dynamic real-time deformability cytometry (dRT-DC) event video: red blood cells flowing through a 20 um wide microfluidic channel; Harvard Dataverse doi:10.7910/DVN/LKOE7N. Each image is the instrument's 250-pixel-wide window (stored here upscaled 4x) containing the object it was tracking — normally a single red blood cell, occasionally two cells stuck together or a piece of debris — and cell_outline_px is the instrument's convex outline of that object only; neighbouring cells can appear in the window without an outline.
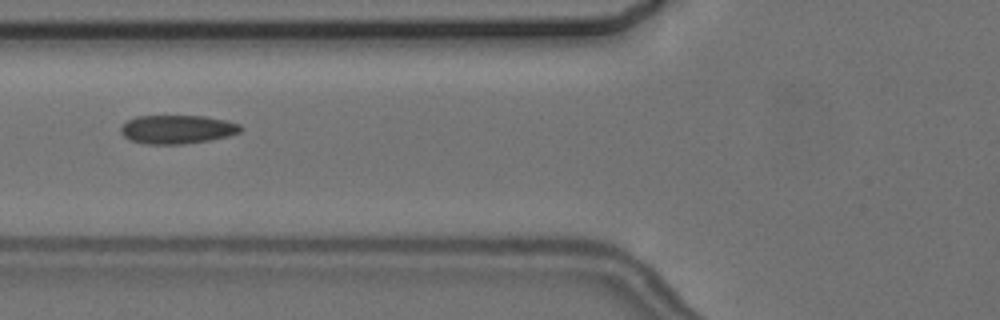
{"species": "common noctule bat (a hibernating species)", "species_latin": "Nyctalus noctula", "temperature_condition": "cold", "stored_images_in_passage": 8, "camera_frame_rate_fps": 3000, "um_per_image_px": 0.085, "animal": {"sex": "female", "body_mass_g": 24.6, "forearm_length_mm": 56.2}, "frame": {"image": 1, "passage_image": 6, "time_ms": 6.667, "image_size_px": [1000, 320], "cell_outline_px": [[244, 128], [240, 132], [228, 136], [208, 140], [180, 144], [148, 144], [128, 140], [120, 132], [120, 128], [128, 120], [136, 116], [204, 116], [228, 120], [240, 124]], "centroid_in_image_um": [15.08, 10.99], "position_along_channel_um": 110.7, "area_um2": 20.06}}
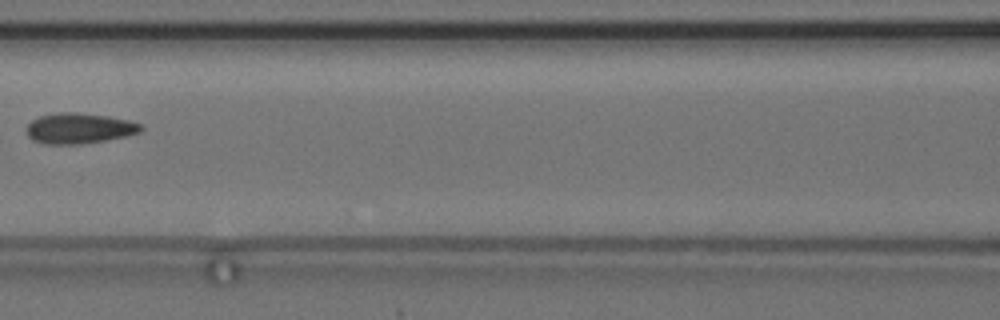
{"frame": {"image": 2, "passage_image": 7, "time_ms": 8.0, "image_size_px": [1000, 320], "cell_outline_px": [[144, 128], [140, 132], [128, 136], [80, 144], [44, 144], [32, 140], [28, 136], [28, 124], [32, 120], [40, 116], [60, 112], [76, 112], [108, 116], [128, 120], [140, 124]], "centroid_in_image_um": [6.74, 10.91], "position_along_channel_um": 159.9, "area_um2": 20.29}}